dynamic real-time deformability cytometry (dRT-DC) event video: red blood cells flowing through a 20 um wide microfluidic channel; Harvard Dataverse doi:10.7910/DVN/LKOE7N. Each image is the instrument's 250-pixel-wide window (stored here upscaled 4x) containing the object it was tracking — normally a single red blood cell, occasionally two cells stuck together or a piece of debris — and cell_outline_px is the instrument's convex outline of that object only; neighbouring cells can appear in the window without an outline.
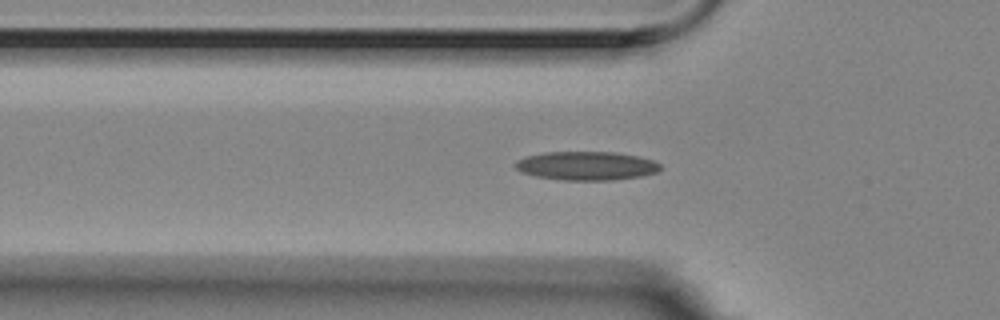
{"species": "Egyptian fruit bat (a non-hibernating species)", "species_latin": "Rousettus aegyptiacus", "temperature_condition": "room temperature", "stored_images_in_passage": 48, "camera_frame_rate_fps": 3000, "um_per_image_px": 0.085, "animal": {"sex": "female"}, "frame": {"image": 1, "passage_image": 12, "time_ms": 3.667, "image_size_px": [1000, 320], "cell_outline_px": [[660, 168], [656, 172], [640, 176], [612, 180], [564, 180], [536, 176], [520, 172], [512, 164], [516, 160], [528, 156], [544, 152], [616, 152], [636, 156], [652, 160], [660, 164]], "centroid_in_image_um": [49.8, 14.09], "position_along_channel_um": 76.0, "area_um2": 24.16}}
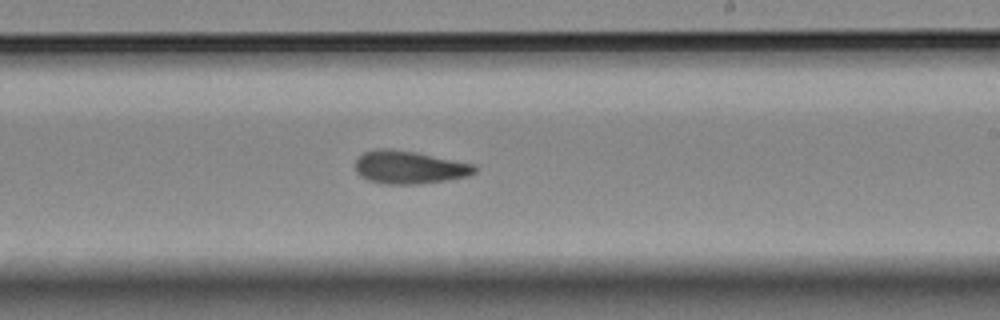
{"frame": {"image": 2, "passage_image": 27, "time_ms": 8.667, "image_size_px": [1000, 320], "cell_outline_px": [[476, 172], [468, 176], [444, 180], [416, 184], [384, 184], [368, 180], [360, 176], [356, 172], [356, 160], [364, 152], [380, 148], [388, 148], [412, 152], [476, 164]], "centroid_in_image_um": [34.77, 14.23], "position_along_channel_um": 254.2, "area_um2": 22.66}}
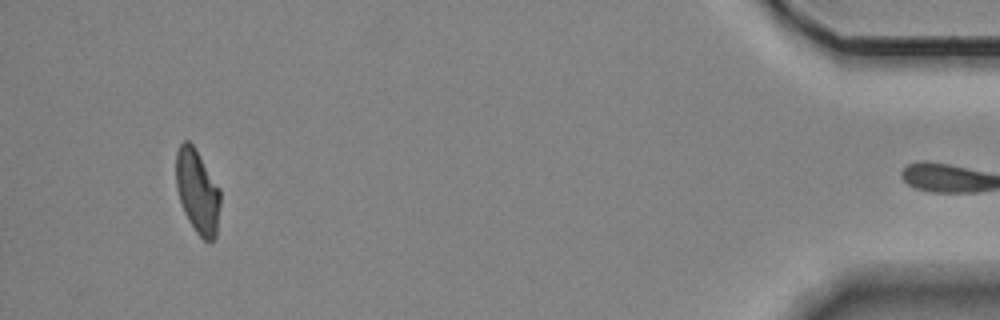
{"frame": {"image": 3, "passage_image": 47, "time_ms": 15.333, "image_size_px": [1000, 320], "cell_outline_px": [[220, 204], [216, 240], [212, 244], [208, 244], [196, 232], [188, 220], [184, 212], [176, 188], [176, 152], [180, 144], [184, 140], [188, 140], [192, 144], [220, 188]], "centroid_in_image_um": [16.8, 16.33], "position_along_channel_um": 418.4, "area_um2": 21.85}, "authors_computed_cell_mechanics": {"area_um2": 22.6287, "velocity_mm_per_s": 3.5489, "shape_relaxation_time_tau1_ms": 6.1894, "shape_relaxation_time_tau2_ms": 3.0793, "deformation_change_tau1": 0.1537, "deformation_change_tau2": 0.1031}}